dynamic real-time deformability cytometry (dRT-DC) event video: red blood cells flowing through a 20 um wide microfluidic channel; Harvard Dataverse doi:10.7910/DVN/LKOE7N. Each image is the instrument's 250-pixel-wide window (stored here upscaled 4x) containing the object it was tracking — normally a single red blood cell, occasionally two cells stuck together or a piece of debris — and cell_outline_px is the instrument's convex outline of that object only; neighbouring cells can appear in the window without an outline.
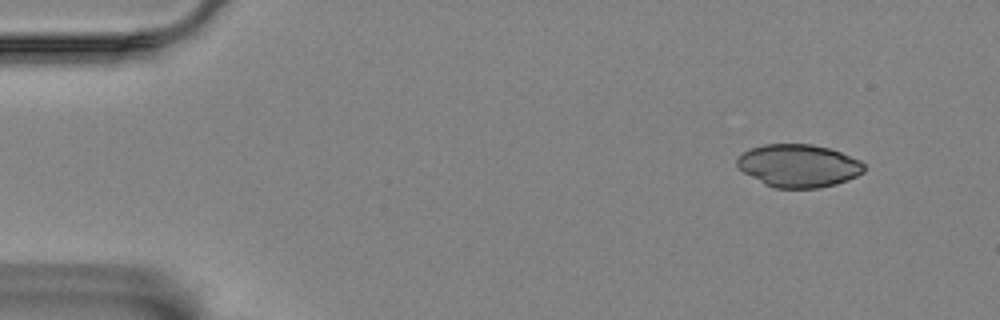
{"species": "Egyptian fruit bat (a non-hibernating species)", "species_latin": "Rousettus aegyptiacus", "temperature_condition": "room temperature", "stored_images_in_passage": 4, "camera_frame_rate_fps": 3000, "um_per_image_px": 0.085, "animal": {"sex": "female"}, "frame": {"image": 1, "passage_image": 1, "time_ms": 0.0, "image_size_px": [1000, 320], "cell_outline_px": [[864, 172], [848, 180], [836, 184], [816, 188], [776, 188], [764, 184], [744, 172], [736, 164], [736, 156], [752, 148], [764, 144], [812, 144], [828, 148], [840, 152], [860, 160], [864, 164]], "centroid_in_image_um": [67.87, 14.08], "position_along_channel_um": 17.1, "area_um2": 31.62}}